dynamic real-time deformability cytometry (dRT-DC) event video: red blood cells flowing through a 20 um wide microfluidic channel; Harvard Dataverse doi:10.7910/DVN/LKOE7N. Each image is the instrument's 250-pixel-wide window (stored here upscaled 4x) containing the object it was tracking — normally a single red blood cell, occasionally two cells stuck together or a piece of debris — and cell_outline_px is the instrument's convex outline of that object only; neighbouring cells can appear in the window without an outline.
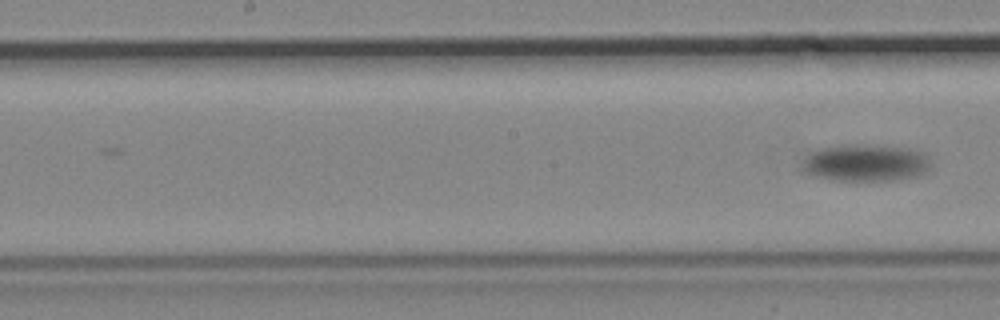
{"species": "common noctule bat (a hibernating species)", "species_latin": "Nyctalus noctula", "temperature_condition": "cold", "stored_images_in_passage": 16, "camera_frame_rate_fps": 3000, "um_per_image_px": 0.085, "animal": {"sex": "male", "body_mass_g": 19.2, "forearm_length_mm": 51.8}, "frame": {"image": 1, "passage_image": 16, "time_ms": 19.333, "image_size_px": [1000, 320], "cell_outline_px": [[928, 168], [924, 172], [916, 176], [892, 180], [832, 180], [816, 176], [804, 172], [804, 164], [808, 156], [812, 152], [820, 148], [864, 144], [916, 148], [924, 152], [928, 160]], "centroid_in_image_um": [73.63, 13.83], "position_along_channel_um": 174.6, "area_um2": 27.34}}